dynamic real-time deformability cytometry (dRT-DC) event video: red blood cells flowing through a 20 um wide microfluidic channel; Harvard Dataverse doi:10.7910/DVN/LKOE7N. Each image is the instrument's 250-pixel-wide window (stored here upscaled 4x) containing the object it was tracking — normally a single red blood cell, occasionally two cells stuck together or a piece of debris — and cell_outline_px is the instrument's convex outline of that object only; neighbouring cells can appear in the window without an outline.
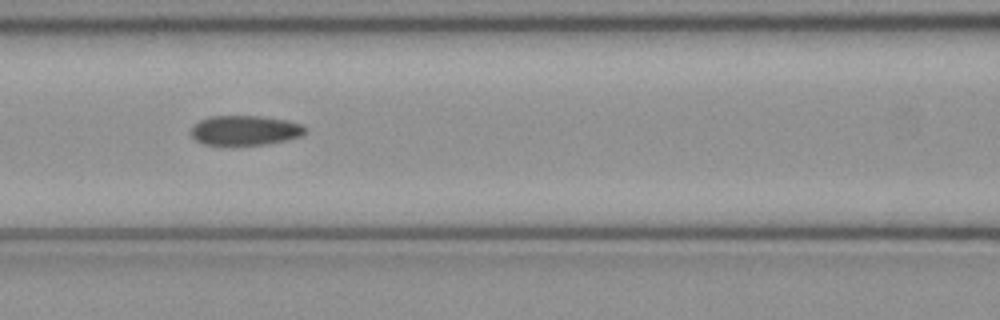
{"species": "common noctule bat (a hibernating species)", "species_latin": "Nyctalus noctula", "temperature_condition": "cold", "stored_images_in_passage": 18, "camera_frame_rate_fps": 3000, "um_per_image_px": 0.085, "animal": {"sex": "female", "body_mass_g": 21.9}, "frame": {"image": 1, "passage_image": 16, "time_ms": 5.0, "image_size_px": [1000, 320], "cell_outline_px": [[304, 132], [300, 136], [284, 140], [264, 144], [204, 144], [196, 140], [192, 136], [192, 124], [208, 116], [256, 116], [284, 120], [300, 124], [304, 128]], "centroid_in_image_um": [20.75, 11.06], "position_along_channel_um": 145.8, "area_um2": 19.25}}